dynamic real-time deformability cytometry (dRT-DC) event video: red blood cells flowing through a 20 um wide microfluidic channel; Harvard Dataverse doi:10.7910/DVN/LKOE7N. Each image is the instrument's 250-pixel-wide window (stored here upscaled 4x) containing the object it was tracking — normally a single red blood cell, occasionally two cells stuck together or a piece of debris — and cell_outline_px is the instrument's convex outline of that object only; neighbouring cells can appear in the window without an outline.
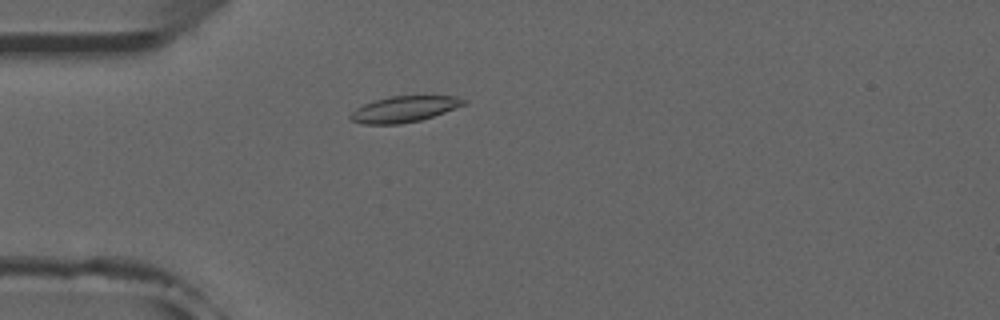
{"species": "common noctule bat (a hibernating species)", "species_latin": "Nyctalus noctula", "temperature_condition": "room temperature", "stored_images_in_passage": 46, "camera_frame_rate_fps": 3000, "um_per_image_px": 0.085, "animal": {"sex": "male", "forearm_length_mm": 52.5}, "frame": {"image": 1, "passage_image": 13, "time_ms": 4.0, "image_size_px": [1000, 320], "cell_outline_px": [[468, 104], [420, 120], [400, 124], [364, 124], [352, 120], [348, 116], [356, 108], [364, 104], [376, 100], [392, 96], [456, 96], [468, 100]], "centroid_in_image_um": [34.39, 9.27], "position_along_channel_um": 50.6, "area_um2": 17.05}}
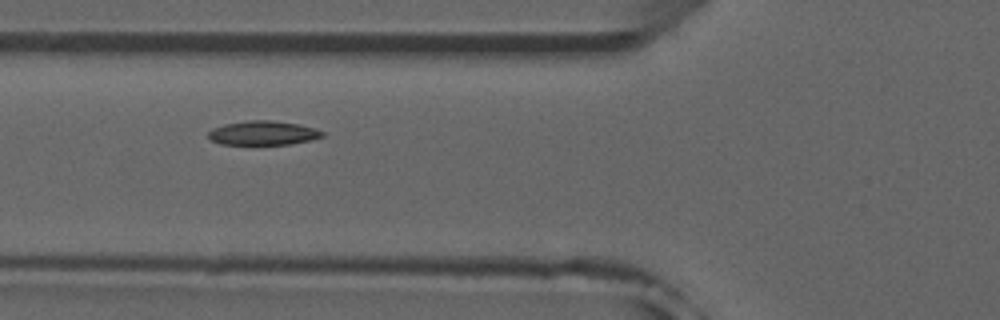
{"frame": {"image": 2, "passage_image": 18, "time_ms": 5.667, "image_size_px": [1000, 320], "cell_outline_px": [[324, 136], [312, 140], [288, 144], [220, 144], [212, 140], [208, 136], [208, 132], [212, 128], [224, 124], [248, 120], [272, 120], [296, 124], [316, 128], [324, 132]], "centroid_in_image_um": [22.36, 11.3], "position_along_channel_um": 103.4, "area_um2": 16.01}}
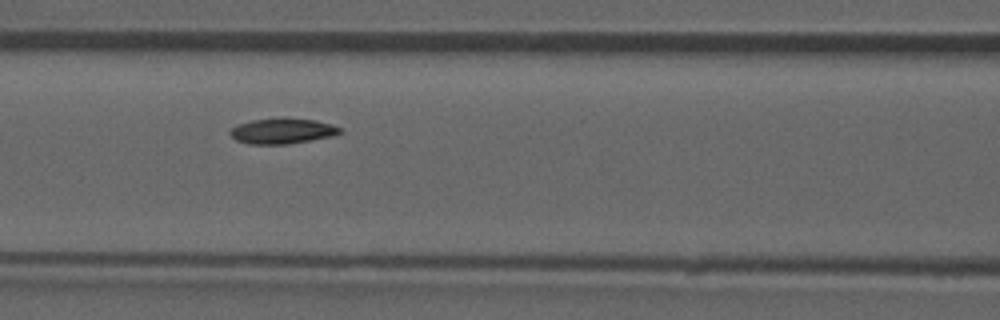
{"frame": {"image": 3, "passage_image": 21, "time_ms": 6.667, "image_size_px": [1000, 320], "cell_outline_px": [[344, 132], [332, 136], [288, 144], [248, 144], [236, 140], [228, 132], [236, 124], [252, 120], [316, 120], [332, 124], [340, 128]], "centroid_in_image_um": [23.99, 11.17], "position_along_channel_um": 142.6, "area_um2": 15.78}, "authors_computed_cell_mechanics": {"area_um2": 16.5019, "velocity_mm_per_s": 3.8847, "shape_relaxation_time_tau1_ms": 6.496, "shape_relaxation_time_tau2_ms": null, "deformation_change_tau1": 0.1201, "deformation_change_tau2": null}}